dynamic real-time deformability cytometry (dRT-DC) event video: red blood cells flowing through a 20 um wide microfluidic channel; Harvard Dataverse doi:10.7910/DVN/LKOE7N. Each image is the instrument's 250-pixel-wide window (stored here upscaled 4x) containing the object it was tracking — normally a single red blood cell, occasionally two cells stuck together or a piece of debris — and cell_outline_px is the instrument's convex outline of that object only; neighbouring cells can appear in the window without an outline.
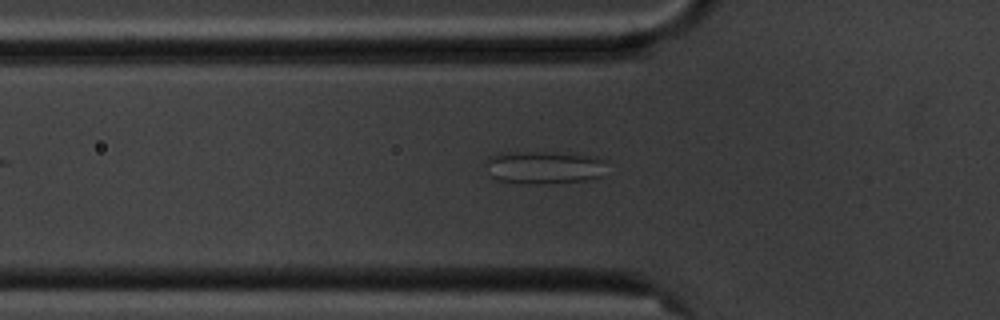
{"species": "common noctule bat (a hibernating species)", "species_latin": "Nyctalus noctula", "temperature_condition": "cold", "stored_images_in_passage": 6, "camera_frame_rate_fps": 3000, "um_per_image_px": 0.085, "animal": {"sex": "male", "body_mass_g": 20.1, "forearm_length_mm": 53.5}, "frame": {"image": 1, "passage_image": 6, "time_ms": 6.667, "image_size_px": [1000, 320], "cell_outline_px": [[608, 160], [604, 176], [588, 180], [540, 184], [524, 184], [496, 180], [492, 176], [484, 164], [488, 156], [500, 152], [544, 152], [596, 156]], "centroid_in_image_um": [46.27, 14.23], "position_along_channel_um": 79.5, "area_um2": 23.76}}